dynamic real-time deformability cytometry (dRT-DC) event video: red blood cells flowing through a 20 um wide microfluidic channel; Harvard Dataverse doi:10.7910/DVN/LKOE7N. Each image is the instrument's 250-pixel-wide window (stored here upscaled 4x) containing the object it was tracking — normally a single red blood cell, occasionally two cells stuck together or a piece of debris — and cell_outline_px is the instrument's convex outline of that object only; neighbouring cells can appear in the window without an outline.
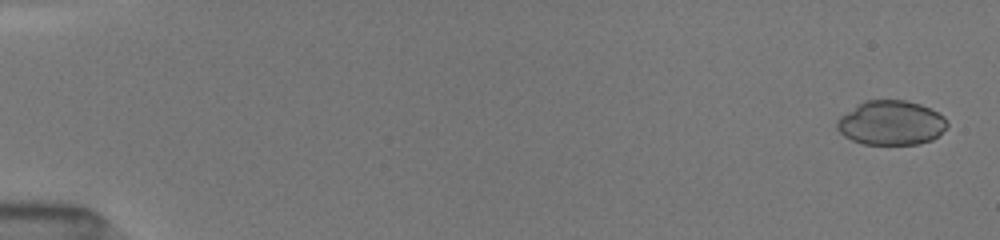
{"species": "common noctule bat (a hibernating species)", "species_latin": "Nyctalus noctula", "temperature_condition": "room temperature", "stored_images_in_passage": 34, "camera_frame_rate_fps": 3000, "um_per_image_px": 0.085, "animal": {"sex": "female", "body_mass_g": 19.5, "forearm_length_mm": 54.1}, "frame": {"image": 1, "passage_image": 1, "time_ms": 0.0, "image_size_px": [1000, 240], "cell_outline_px": [[948, 124], [932, 140], [920, 144], [864, 144], [852, 140], [844, 136], [836, 128], [836, 120], [840, 116], [856, 104], [864, 100], [904, 100], [920, 104], [944, 116]], "centroid_in_image_um": [75.69, 10.44], "position_along_channel_um": 9.3, "area_um2": 28.5}}
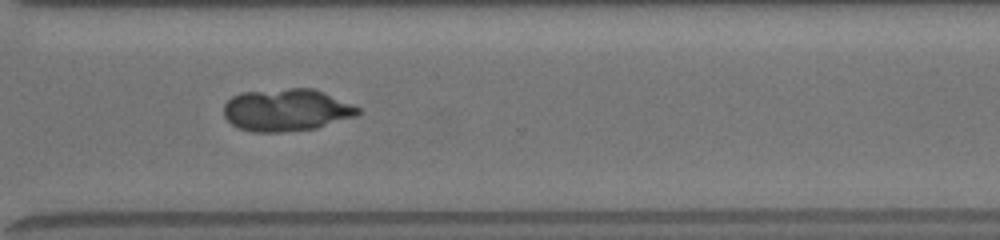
{"frame": {"image": 2, "passage_image": 26, "time_ms": 12.333, "image_size_px": [1000, 240], "cell_outline_px": [[360, 112], [356, 116], [316, 128], [280, 132], [252, 132], [240, 128], [232, 124], [224, 116], [224, 104], [232, 96], [240, 92], [288, 88], [312, 88], [324, 92], [352, 104], [360, 108]], "centroid_in_image_um": [24.34, 9.34], "position_along_channel_um": 346.3, "area_um2": 33.12}}
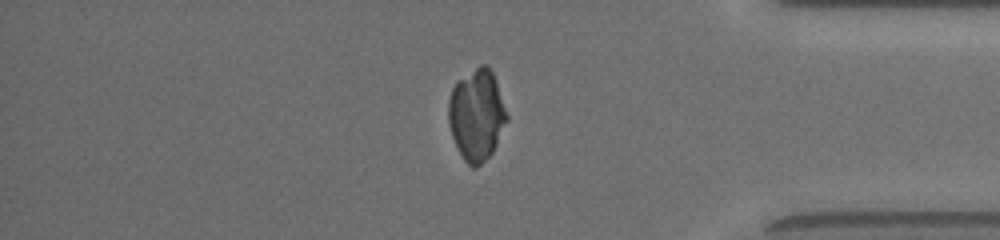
{"frame": {"image": 3, "passage_image": 30, "time_ms": 14.0, "image_size_px": [1000, 240], "cell_outline_px": [[508, 120], [492, 152], [476, 168], [472, 168], [464, 160], [452, 136], [448, 124], [448, 100], [452, 88], [460, 80], [480, 64], [484, 64], [492, 72], [496, 80], [508, 116]], "centroid_in_image_um": [40.51, 9.78], "position_along_channel_um": 394.7, "area_um2": 30.69}}